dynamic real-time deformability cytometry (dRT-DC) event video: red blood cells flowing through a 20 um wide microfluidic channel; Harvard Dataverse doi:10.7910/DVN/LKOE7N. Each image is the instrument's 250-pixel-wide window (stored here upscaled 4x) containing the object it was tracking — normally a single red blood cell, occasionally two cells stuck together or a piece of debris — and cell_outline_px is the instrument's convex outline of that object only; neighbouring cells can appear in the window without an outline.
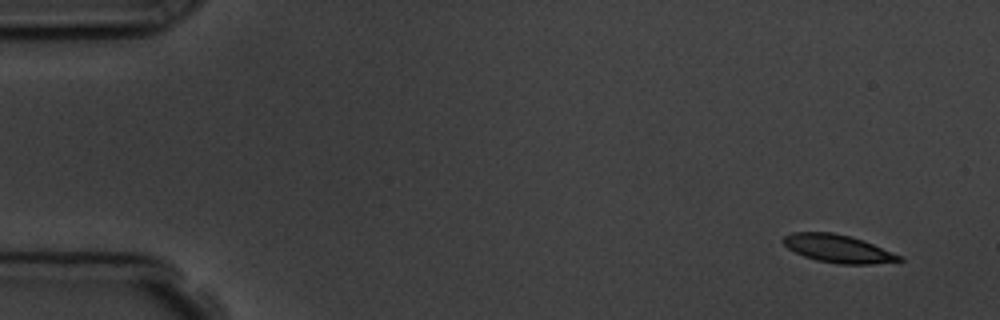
{"species": "common noctule bat (a hibernating species)", "species_latin": "Nyctalus noctula", "temperature_condition": "room temperature", "stored_images_in_passage": 7, "camera_frame_rate_fps": 3000, "um_per_image_px": 0.085, "animal": {"sex": "male", "body_mass_g": 19.5, "forearm_length_mm": 54.6}, "frame": {"image": 1, "passage_image": 1, "time_ms": 0.0, "image_size_px": [1000, 320], "cell_outline_px": [[904, 260], [900, 264], [836, 264], [816, 260], [804, 256], [788, 248], [780, 240], [784, 236], [792, 232], [832, 232], [848, 236], [872, 244], [904, 256]], "centroid_in_image_um": [71.31, 21.16], "position_along_channel_um": 13.7, "area_um2": 19.19}}
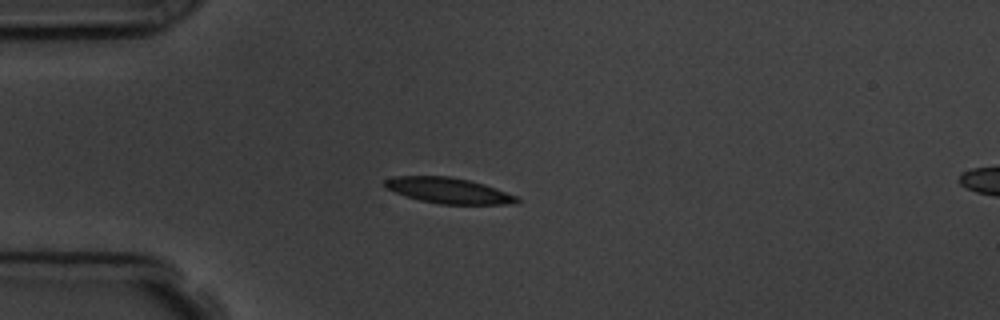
{"frame": {"image": 2, "passage_image": 4, "time_ms": 3.667, "image_size_px": [1000, 320], "cell_outline_px": [[520, 200], [508, 204], [440, 204], [420, 200], [384, 188], [384, 180], [392, 176], [448, 176], [468, 180], [484, 184], [516, 196]], "centroid_in_image_um": [38.06, 16.19], "position_along_channel_um": 46.9, "area_um2": 19.48}}